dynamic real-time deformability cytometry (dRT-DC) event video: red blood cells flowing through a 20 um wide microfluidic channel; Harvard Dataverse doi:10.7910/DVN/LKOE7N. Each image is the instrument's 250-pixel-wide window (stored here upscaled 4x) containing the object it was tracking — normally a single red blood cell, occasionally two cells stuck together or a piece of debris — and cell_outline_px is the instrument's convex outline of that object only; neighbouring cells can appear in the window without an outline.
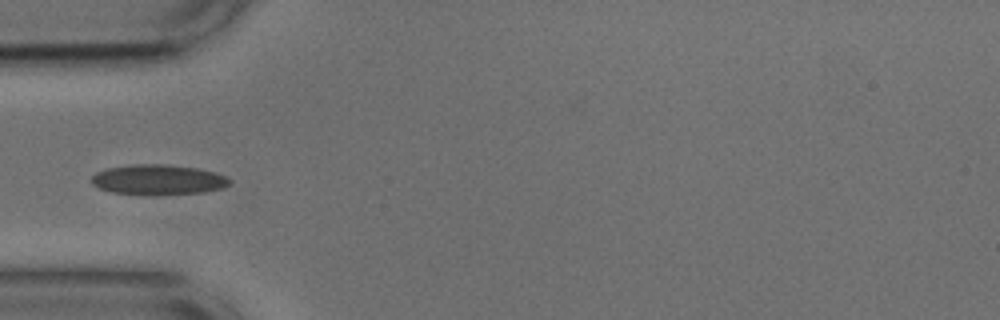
{"species": "common noctule bat (a hibernating species)", "species_latin": "Nyctalus noctula", "temperature_condition": "cold", "stored_images_in_passage": 38, "camera_frame_rate_fps": 3000, "um_per_image_px": 0.085, "animal": {"sex": "male", "body_mass_g": 17.9, "forearm_length_mm": 54.2}, "frame": {"image": 1, "passage_image": 1, "time_ms": 0.0, "image_size_px": [1000, 320], "cell_outline_px": [[232, 180], [224, 188], [204, 192], [156, 196], [152, 196], [112, 192], [100, 188], [92, 184], [92, 176], [96, 172], [104, 168], [132, 164], [160, 164], [196, 168], [212, 172], [224, 176]], "centroid_in_image_um": [13.41, 15.29], "position_along_channel_um": 71.6, "area_um2": 24.51}}
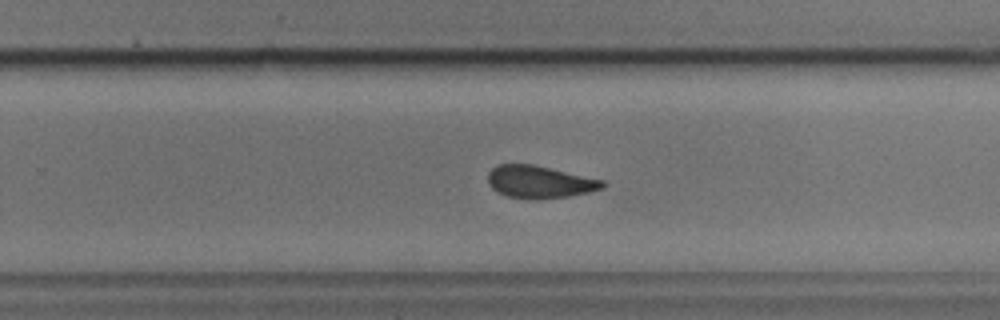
{"frame": {"image": 2, "passage_image": 18, "time_ms": 5.667, "image_size_px": [1000, 320], "cell_outline_px": [[604, 188], [588, 192], [568, 196], [536, 200], [528, 200], [508, 196], [492, 188], [488, 184], [488, 172], [496, 164], [532, 164], [604, 180]], "centroid_in_image_um": [45.84, 15.47], "position_along_channel_um": 284.0, "area_um2": 21.68}}
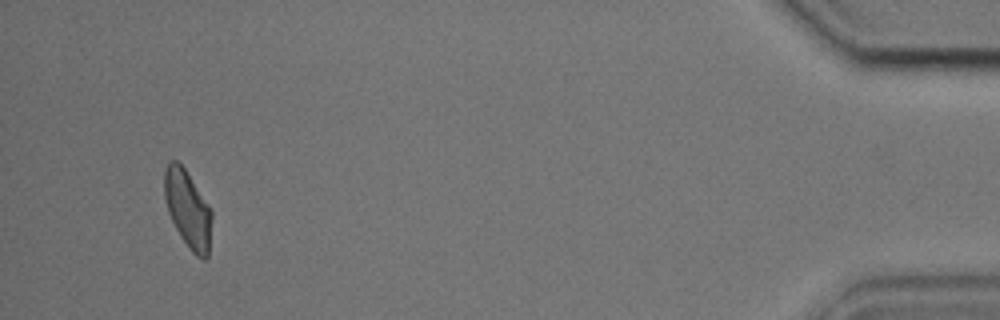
{"frame": {"image": 3, "passage_image": 35, "time_ms": 11.333, "image_size_px": [1000, 320], "cell_outline_px": [[212, 220], [208, 256], [204, 260], [196, 256], [192, 252], [180, 236], [168, 212], [164, 196], [164, 168], [168, 160], [180, 160], [212, 208]], "centroid_in_image_um": [15.97, 17.71], "position_along_channel_um": 419.2, "area_um2": 21.91}}